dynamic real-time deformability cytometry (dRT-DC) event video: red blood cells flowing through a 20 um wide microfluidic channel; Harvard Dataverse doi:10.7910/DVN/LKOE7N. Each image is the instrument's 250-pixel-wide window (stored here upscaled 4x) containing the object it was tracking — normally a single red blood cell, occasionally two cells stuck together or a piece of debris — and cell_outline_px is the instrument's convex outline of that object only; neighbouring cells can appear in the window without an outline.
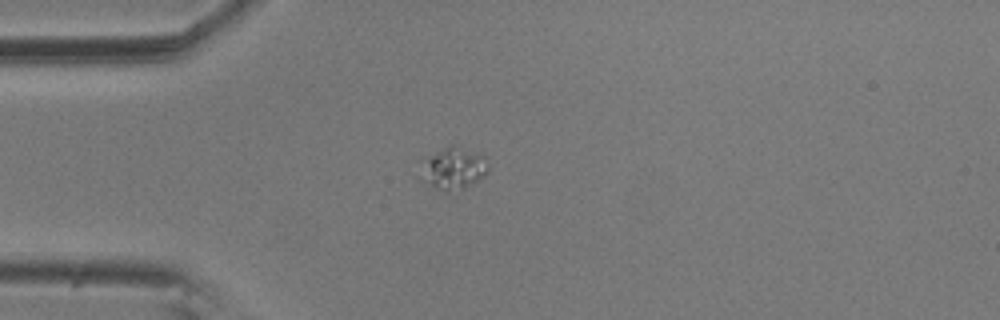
{"species": "common noctule bat (a hibernating species)", "species_latin": "Nyctalus noctula", "temperature_condition": "room temperature", "stored_images_in_passage": 5, "camera_frame_rate_fps": 3000, "um_per_image_px": 0.085, "animal": {"sex": "male", "body_mass_g": 20.5, "forearm_length_mm": 52.5}, "frame": {"image": 1, "passage_image": 1, "time_ms": 0.0, "image_size_px": [1000, 320], "cell_outline_px": [[488, 172], [484, 176], [464, 188], [448, 196], [420, 180], [416, 176], [420, 160], [424, 156], [452, 144], [460, 144], [484, 156], [488, 168]], "centroid_in_image_um": [38.41, 14.33], "position_along_channel_um": 46.6, "area_um2": 17.92}}
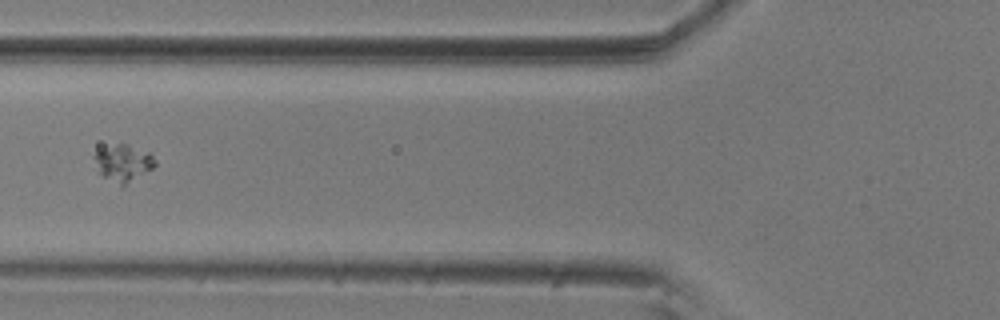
{"frame": {"image": 2, "passage_image": 3, "time_ms": 0.667, "image_size_px": [1000, 320], "cell_outline_px": [[156, 164], [152, 168], [124, 188], [120, 188], [96, 172], [92, 156], [96, 152], [116, 144], [128, 144], [152, 152], [156, 160]], "centroid_in_image_um": [10.47, 13.91], "position_along_channel_um": 115.3, "area_um2": 13.7}}
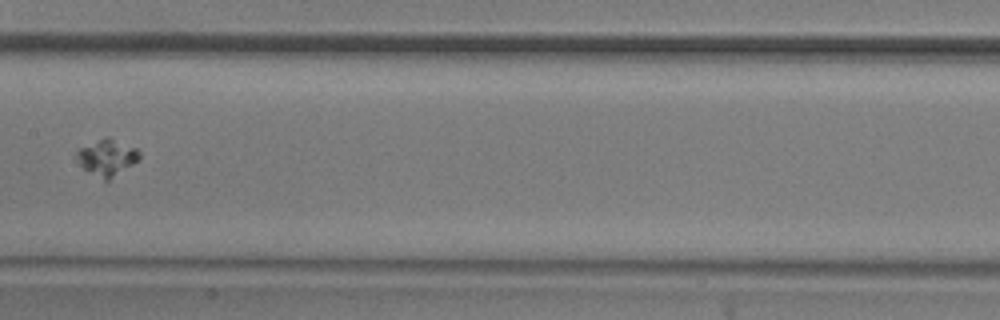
{"frame": {"image": 3, "passage_image": 5, "time_ms": 1.333, "image_size_px": [1000, 320], "cell_outline_px": [[140, 156], [132, 164], [108, 180], [104, 180], [88, 172], [80, 164], [76, 152], [80, 148], [104, 136], [108, 136], [136, 148], [140, 152]], "centroid_in_image_um": [9.09, 13.36], "position_along_channel_um": 198.3, "area_um2": 12.95}}